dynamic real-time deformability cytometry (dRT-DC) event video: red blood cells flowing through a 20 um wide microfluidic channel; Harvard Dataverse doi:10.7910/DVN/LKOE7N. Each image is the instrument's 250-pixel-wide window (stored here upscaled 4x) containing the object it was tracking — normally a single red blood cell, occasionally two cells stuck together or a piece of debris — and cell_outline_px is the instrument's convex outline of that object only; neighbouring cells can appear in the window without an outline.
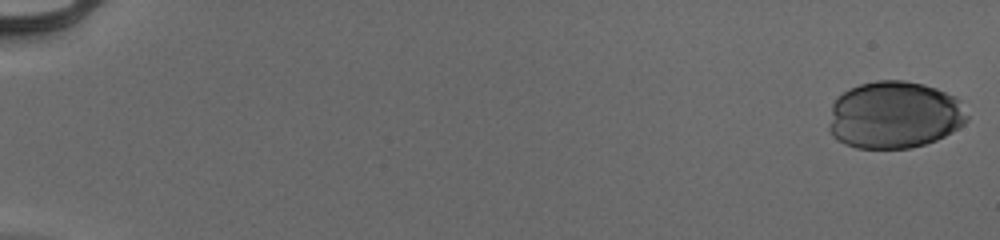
{"species": "human", "species_latin": "Homo sapiens", "temperature_condition": "cold", "stored_images_in_passage": 46, "camera_frame_rate_fps": 3000, "um_per_image_px": 0.085, "donor": {"sex": "male"}, "frame": {"image": 1, "passage_image": 1, "time_ms": 0.0, "image_size_px": [1000, 240], "cell_outline_px": [[968, 120], [964, 124], [952, 132], [936, 140], [912, 148], [856, 148], [844, 144], [836, 140], [832, 136], [828, 128], [828, 124], [832, 104], [836, 96], [860, 84], [876, 80], [904, 80], [924, 84], [936, 88], [960, 100], [968, 116]], "centroid_in_image_um": [75.99, 9.77], "position_along_channel_um": 9.0, "area_um2": 54.56}}
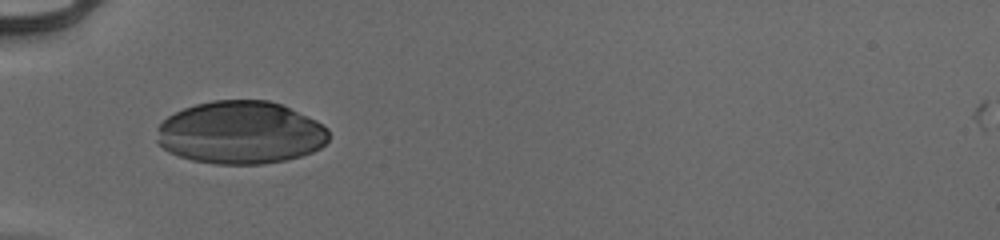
{"frame": {"image": 2, "passage_image": 20, "time_ms": 6.333, "image_size_px": [1000, 240], "cell_outline_px": [[328, 140], [320, 148], [312, 152], [300, 156], [284, 160], [264, 164], [212, 164], [192, 160], [168, 152], [156, 140], [156, 128], [168, 116], [184, 108], [196, 104], [212, 100], [268, 100], [280, 104], [316, 120], [328, 128]], "centroid_in_image_um": [20.43, 11.28], "position_along_channel_um": 64.6, "area_um2": 63.06}}